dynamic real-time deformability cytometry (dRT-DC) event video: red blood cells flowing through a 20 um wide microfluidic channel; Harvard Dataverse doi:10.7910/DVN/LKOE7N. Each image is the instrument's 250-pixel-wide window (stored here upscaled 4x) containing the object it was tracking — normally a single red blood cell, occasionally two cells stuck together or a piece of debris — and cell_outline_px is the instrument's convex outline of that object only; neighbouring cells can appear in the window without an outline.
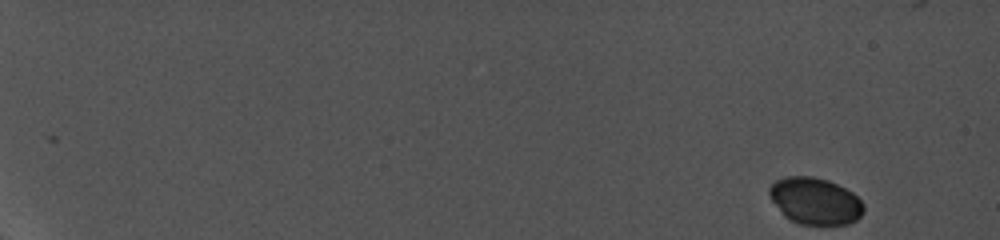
{"species": "common noctule bat (a hibernating species)", "species_latin": "Nyctalus noctula", "temperature_condition": "cold", "stored_images_in_passage": 42, "camera_frame_rate_fps": 5000, "um_per_image_px": 0.085, "animal": {"sex": "female", "body_mass_g": 19.0, "forearm_length_mm": 56.7}, "frame": {"image": 1, "passage_image": 1, "time_ms": 0.0, "image_size_px": [1000, 240], "cell_outline_px": [[864, 212], [856, 220], [848, 224], [800, 224], [788, 220], [784, 216], [768, 196], [768, 188], [776, 180], [788, 176], [812, 176], [828, 180], [852, 192], [864, 204]], "centroid_in_image_um": [69.26, 17.09], "position_along_channel_um": 15.7, "area_um2": 25.78}}
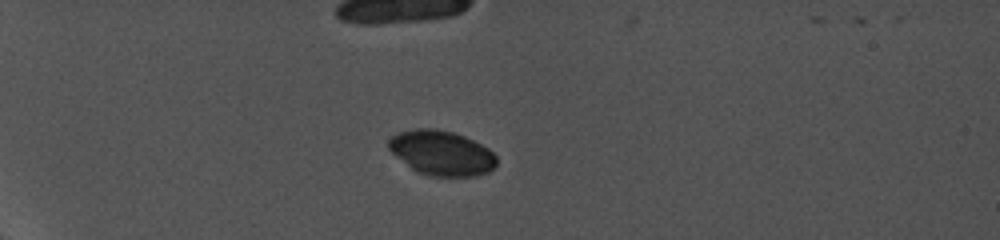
{"frame": {"image": 2, "passage_image": 26, "time_ms": 5.0, "image_size_px": [1000, 240], "cell_outline_px": [[496, 168], [488, 172], [476, 176], [428, 176], [416, 172], [396, 156], [388, 148], [388, 140], [392, 136], [400, 132], [416, 128], [436, 128], [452, 132], [464, 136], [488, 148], [496, 156]], "centroid_in_image_um": [37.54, 13.01], "position_along_channel_um": 47.5, "area_um2": 28.21}}